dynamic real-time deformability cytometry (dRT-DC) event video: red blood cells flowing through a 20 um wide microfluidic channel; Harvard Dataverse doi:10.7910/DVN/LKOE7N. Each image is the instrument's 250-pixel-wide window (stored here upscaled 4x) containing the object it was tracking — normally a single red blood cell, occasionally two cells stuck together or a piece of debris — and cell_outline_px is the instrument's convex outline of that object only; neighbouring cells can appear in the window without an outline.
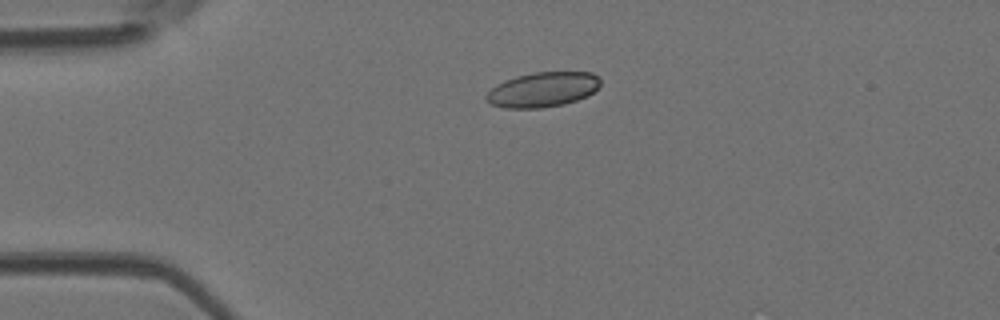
{"species": "Egyptian fruit bat (a non-hibernating species)", "species_latin": "Rousettus aegyptiacus", "temperature_condition": "room temperature", "stored_images_in_passage": 4, "camera_frame_rate_fps": 3000, "um_per_image_px": 0.085, "animal": {"sex": "female"}, "frame": {"image": 1, "passage_image": 1, "time_ms": 0.0, "image_size_px": [1000, 320], "cell_outline_px": [[600, 88], [588, 96], [564, 104], [540, 108], [504, 108], [492, 104], [484, 100], [484, 96], [496, 84], [504, 80], [516, 76], [536, 72], [592, 72], [600, 80]], "centroid_in_image_um": [46.13, 7.62], "position_along_channel_um": 38.9, "area_um2": 23.35}}
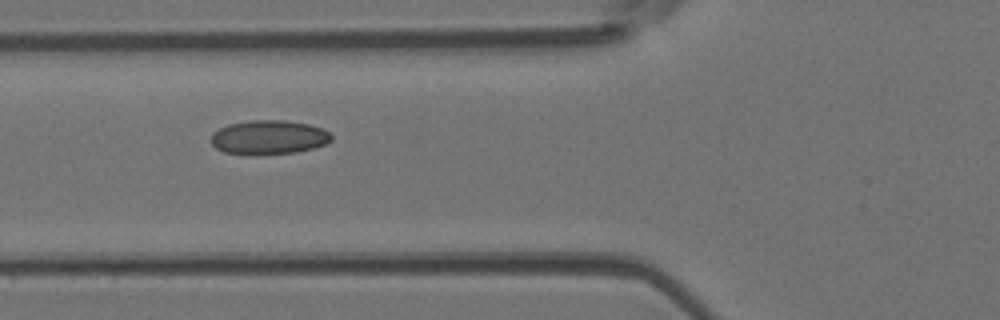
{"frame": {"image": 2, "passage_image": 3, "time_ms": 0.667, "image_size_px": [1000, 320], "cell_outline_px": [[332, 140], [324, 144], [312, 148], [296, 152], [256, 156], [248, 156], [224, 152], [216, 148], [212, 144], [212, 132], [228, 124], [252, 120], [284, 120], [308, 124], [320, 128], [328, 132], [332, 136]], "centroid_in_image_um": [22.8, 11.69], "position_along_channel_um": 103.0, "area_um2": 24.16}}
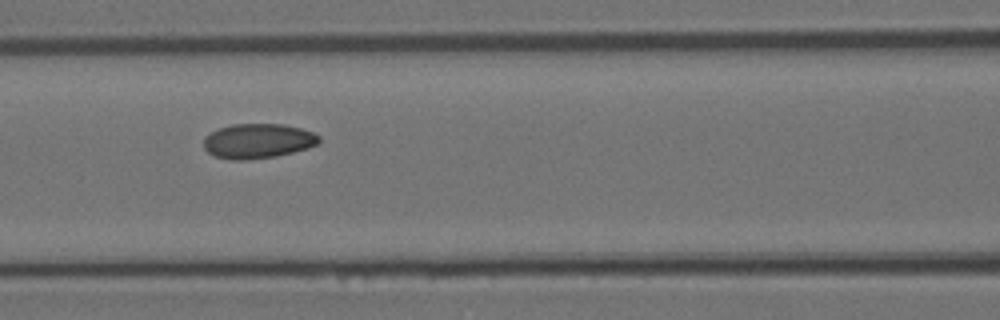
{"frame": {"image": 3, "passage_image": 4, "time_ms": 1.0, "image_size_px": [1000, 320], "cell_outline_px": [[320, 140], [316, 144], [308, 148], [276, 156], [244, 160], [232, 160], [216, 156], [208, 152], [204, 148], [204, 136], [220, 128], [232, 124], [284, 124], [300, 128], [312, 132], [320, 136]], "centroid_in_image_um": [21.92, 11.98], "position_along_channel_um": 144.7, "area_um2": 23.24}}